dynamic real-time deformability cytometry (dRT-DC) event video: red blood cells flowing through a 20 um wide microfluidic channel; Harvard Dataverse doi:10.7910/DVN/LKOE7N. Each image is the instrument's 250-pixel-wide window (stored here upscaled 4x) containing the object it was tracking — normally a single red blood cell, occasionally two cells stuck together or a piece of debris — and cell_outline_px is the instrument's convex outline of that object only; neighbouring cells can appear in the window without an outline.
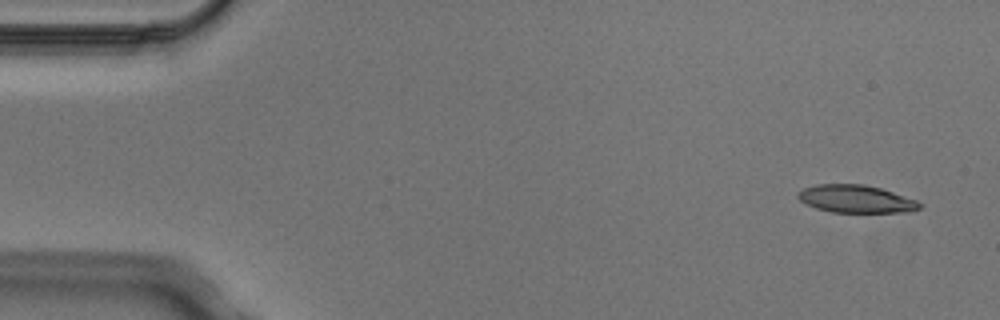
{"species": "Egyptian fruit bat (a non-hibernating species)", "species_latin": "Rousettus aegyptiacus", "temperature_condition": "cold", "stored_images_in_passage": 6, "camera_frame_rate_fps": 3000, "um_per_image_px": 0.085, "animal": {"sex": "male"}, "frame": {"image": 1, "passage_image": 1, "time_ms": 0.0, "image_size_px": [1000, 320], "cell_outline_px": [[924, 204], [920, 208], [912, 212], [832, 212], [816, 208], [804, 204], [796, 196], [804, 188], [816, 184], [864, 184], [880, 188], [916, 200]], "centroid_in_image_um": [72.77, 16.91], "position_along_channel_um": 12.2, "area_um2": 19.65}}
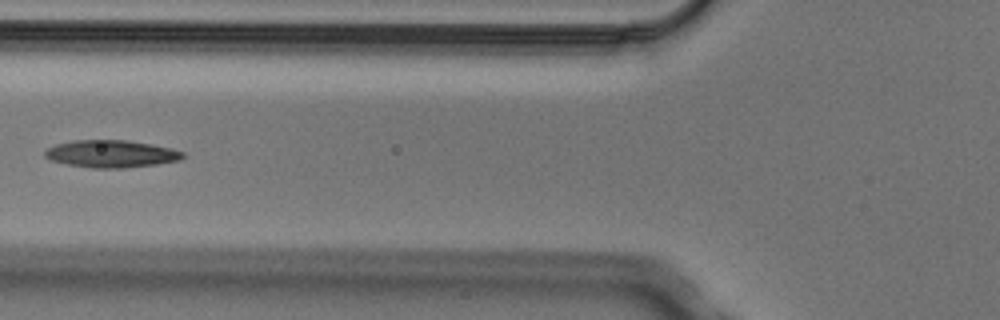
{"frame": {"image": 2, "passage_image": 5, "time_ms": 1.333, "image_size_px": [1000, 320], "cell_outline_px": [[184, 156], [180, 160], [156, 164], [124, 168], [92, 168], [68, 164], [48, 160], [44, 156], [44, 152], [48, 148], [56, 144], [72, 140], [124, 140], [152, 144], [172, 148], [184, 152]], "centroid_in_image_um": [9.44, 13.07], "position_along_channel_um": 116.4, "area_um2": 22.02}}
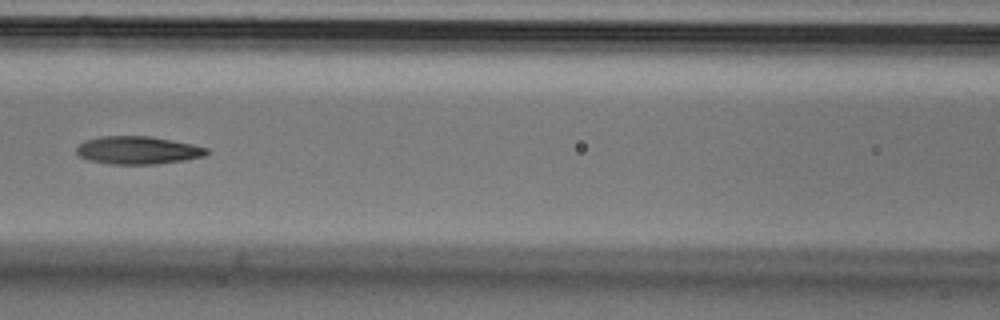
{"frame": {"image": 3, "passage_image": 6, "time_ms": 1.667, "image_size_px": [1000, 320], "cell_outline_px": [[208, 152], [204, 156], [184, 160], [156, 164], [112, 164], [88, 160], [80, 156], [76, 152], [76, 148], [84, 140], [100, 136], [148, 136], [192, 144], [208, 148]], "centroid_in_image_um": [11.69, 12.77], "position_along_channel_um": 154.9, "area_um2": 21.04}}